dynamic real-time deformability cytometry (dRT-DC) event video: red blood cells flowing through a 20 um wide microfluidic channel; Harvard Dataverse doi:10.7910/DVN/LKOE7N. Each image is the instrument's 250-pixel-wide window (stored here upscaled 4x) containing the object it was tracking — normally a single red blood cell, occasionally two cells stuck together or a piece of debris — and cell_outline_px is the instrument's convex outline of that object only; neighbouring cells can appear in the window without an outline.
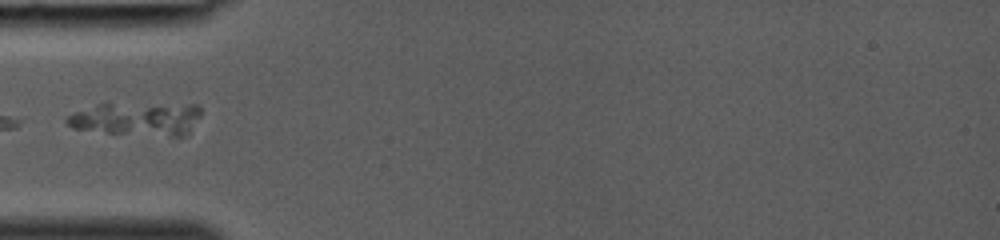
{"species": "common noctule bat (a hibernating species)", "species_latin": "Nyctalus noctula", "temperature_condition": "room temperature", "stored_images_in_passage": 24, "camera_frame_rate_fps": 3000, "um_per_image_px": 0.085, "animal": {"sex": "female", "body_mass_g": 19.0, "forearm_length_mm": 53.3}, "frame": {"image": 1, "passage_image": 1, "time_ms": 0.0, "image_size_px": [1000, 240], "cell_outline_px": [[200, 116], [188, 136], [168, 136], [108, 132], [72, 128], [64, 120], [64, 116], [96, 104], [200, 104]], "centroid_in_image_um": [11.68, 10.1], "position_along_channel_um": 73.3, "area_um2": 26.07}}